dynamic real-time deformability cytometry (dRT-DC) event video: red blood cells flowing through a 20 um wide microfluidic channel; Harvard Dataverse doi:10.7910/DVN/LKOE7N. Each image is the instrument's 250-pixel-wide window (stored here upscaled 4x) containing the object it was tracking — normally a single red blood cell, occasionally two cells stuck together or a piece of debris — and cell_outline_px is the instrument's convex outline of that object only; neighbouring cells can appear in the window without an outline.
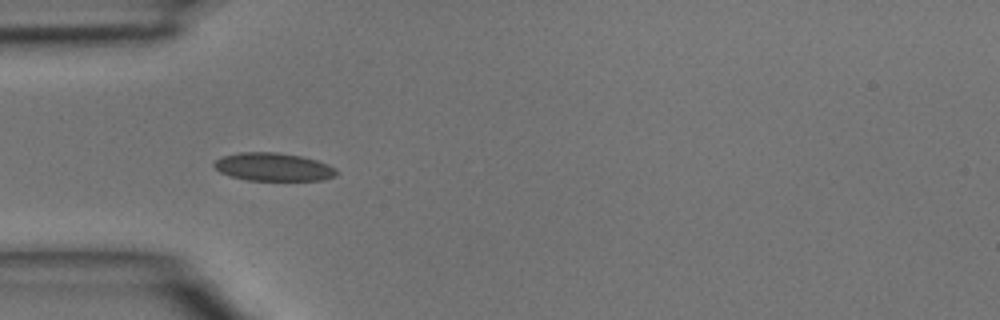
{"species": "common noctule bat (a hibernating species)", "species_latin": "Nyctalus noctula", "temperature_condition": "room temperature", "stored_images_in_passage": 32, "camera_frame_rate_fps": 3000, "um_per_image_px": 0.085, "animal": {"sex": "male", "body_mass_g": 15.6}, "frame": {"image": 1, "passage_image": 1, "time_ms": 0.0, "image_size_px": [1000, 320], "cell_outline_px": [[340, 172], [336, 176], [324, 180], [248, 180], [228, 176], [220, 172], [212, 164], [220, 156], [240, 152], [276, 152], [300, 156], [316, 160], [328, 164], [336, 168]], "centroid_in_image_um": [23.24, 14.19], "position_along_channel_um": 61.8, "area_um2": 20.23}}
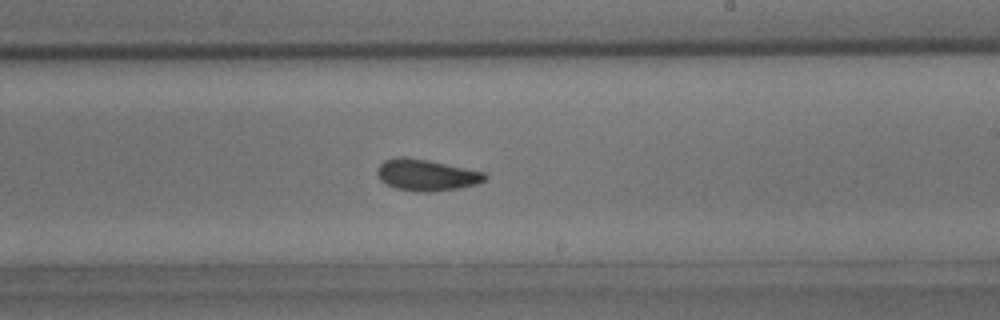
{"frame": {"image": 2, "passage_image": 14, "time_ms": 4.333, "image_size_px": [1000, 320], "cell_outline_px": [[488, 176], [484, 180], [476, 184], [460, 188], [432, 192], [416, 192], [396, 188], [380, 180], [376, 176], [376, 168], [384, 160], [400, 156], [404, 156], [428, 160], [484, 172]], "centroid_in_image_um": [36.2, 14.88], "position_along_channel_um": 252.8, "area_um2": 19.83}}
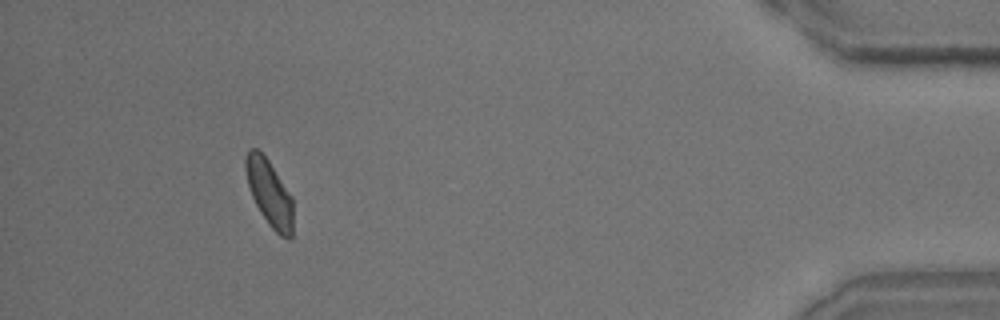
{"frame": {"image": 3, "passage_image": 29, "time_ms": 9.333, "image_size_px": [1000, 320], "cell_outline_px": [[292, 236], [288, 240], [280, 236], [268, 224], [260, 212], [252, 196], [248, 184], [244, 168], [244, 160], [248, 148], [256, 148], [268, 160], [292, 196]], "centroid_in_image_um": [22.88, 16.4], "position_along_channel_um": 412.3, "area_um2": 18.32}}